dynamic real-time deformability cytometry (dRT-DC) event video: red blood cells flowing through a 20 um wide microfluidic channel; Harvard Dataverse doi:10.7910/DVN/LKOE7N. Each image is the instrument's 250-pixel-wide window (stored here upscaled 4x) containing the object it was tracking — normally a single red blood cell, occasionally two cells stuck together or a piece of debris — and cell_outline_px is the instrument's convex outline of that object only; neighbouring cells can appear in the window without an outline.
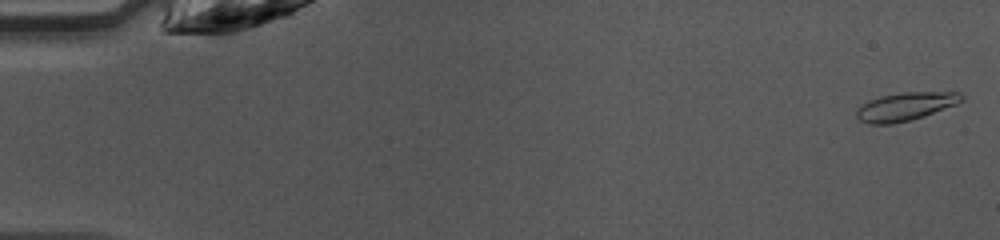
{"species": "common noctule bat (a hibernating species)", "species_latin": "Nyctalus noctula", "temperature_condition": "warm", "stored_images_in_passage": 46, "camera_frame_rate_fps": 3000, "um_per_image_px": 0.085, "animal": {"sex": "female", "body_mass_g": 10.0, "forearm_length_mm": 53.1}, "frame": {"image": 1, "passage_image": 1, "time_ms": 0.0, "image_size_px": [1000, 240], "cell_outline_px": [[964, 100], [956, 104], [924, 116], [912, 120], [892, 124], [868, 124], [860, 120], [856, 116], [856, 108], [860, 104], [868, 100], [880, 96], [900, 92], [960, 92], [964, 96]], "centroid_in_image_um": [76.93, 9.05], "position_along_channel_um": 8.1, "area_um2": 17.51}}
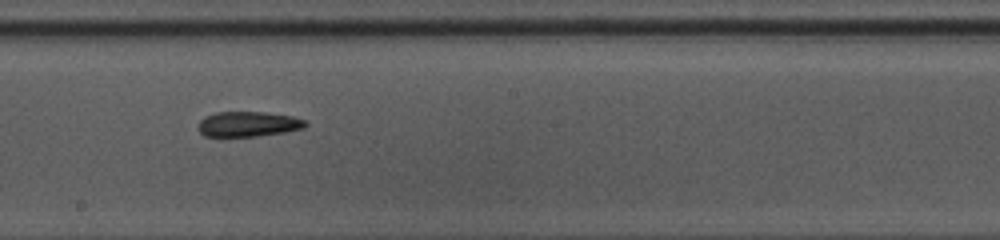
{"frame": {"image": 2, "passage_image": 26, "time_ms": 8.333, "image_size_px": [1000, 240], "cell_outline_px": [[308, 124], [304, 128], [284, 132], [256, 136], [204, 136], [200, 132], [196, 124], [204, 116], [216, 112], [264, 112], [292, 116], [304, 120]], "centroid_in_image_um": [21.06, 10.54], "position_along_channel_um": 227.1, "area_um2": 15.72}}
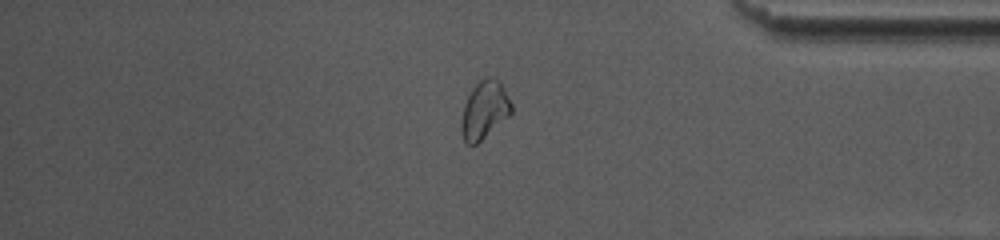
{"frame": {"image": 3, "passage_image": 39, "time_ms": 12.667, "image_size_px": [1000, 240], "cell_outline_px": [[512, 112], [508, 116], [476, 144], [468, 144], [464, 140], [460, 132], [460, 124], [464, 104], [472, 88], [480, 80], [488, 76], [492, 76], [500, 80], [512, 104]], "centroid_in_image_um": [41.17, 9.32], "position_along_channel_um": 394.0, "area_um2": 16.82}, "authors_computed_cell_mechanics": {"area_um2": 16.1262, "velocity_mm_per_s": 4.2916, "shape_relaxation_time_tau1_ms": 4.7552, "shape_relaxation_time_tau2_ms": 7.6222, "deformation_change_tau1": 0.162, "deformation_change_tau2": 0.1503}}